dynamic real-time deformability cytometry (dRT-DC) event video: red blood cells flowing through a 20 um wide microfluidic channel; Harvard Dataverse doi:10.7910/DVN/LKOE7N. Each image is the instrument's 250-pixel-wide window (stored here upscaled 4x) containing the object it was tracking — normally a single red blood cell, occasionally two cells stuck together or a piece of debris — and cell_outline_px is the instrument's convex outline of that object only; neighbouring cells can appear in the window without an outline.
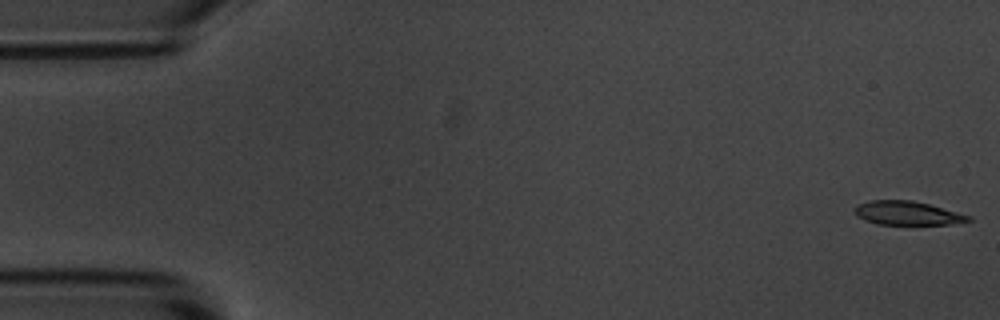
{"species": "common noctule bat (a hibernating species)", "species_latin": "Nyctalus noctula", "temperature_condition": "room temperature", "stored_images_in_passage": 56, "camera_frame_rate_fps": 3000, "um_per_image_px": 0.085, "animal": {"sex": "male", "body_mass_g": 20.1, "forearm_length_mm": 53.5}, "frame": {"image": 1, "passage_image": 1, "time_ms": 0.0, "image_size_px": [1000, 320], "cell_outline_px": [[972, 220], [948, 224], [876, 224], [864, 220], [856, 216], [856, 204], [872, 200], [912, 200], [928, 204], [972, 216]], "centroid_in_image_um": [77.1, 18.11], "position_along_channel_um": 7.9, "area_um2": 15.61}}
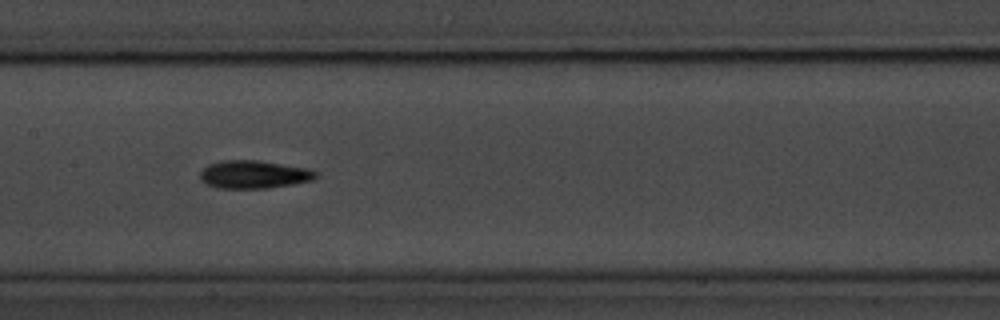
{"frame": {"image": 2, "passage_image": 27, "time_ms": 8.667, "image_size_px": [1000, 320], "cell_outline_px": [[316, 176], [312, 180], [292, 184], [268, 188], [216, 188], [200, 180], [200, 172], [208, 164], [224, 160], [260, 160], [308, 168], [316, 172]], "centroid_in_image_um": [21.56, 14.82], "position_along_channel_um": 185.8, "area_um2": 18.84}}
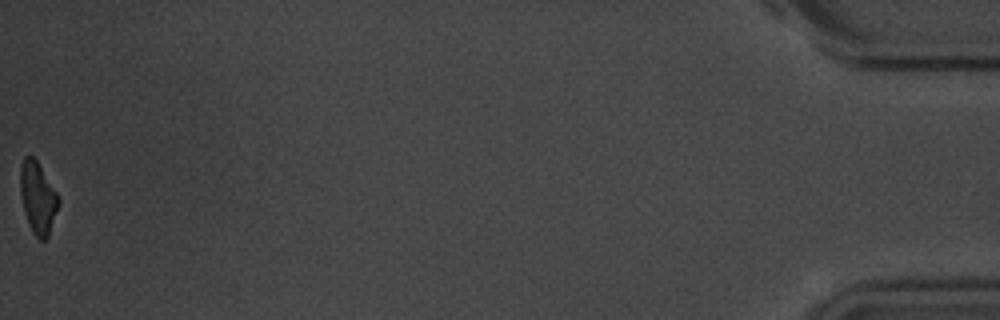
{"frame": {"image": 3, "passage_image": 56, "time_ms": 18.333, "image_size_px": [1000, 320], "cell_outline_px": [[60, 204], [48, 236], [44, 240], [40, 240], [32, 232], [28, 224], [24, 212], [20, 192], [20, 164], [24, 156], [32, 156], [36, 160], [60, 196]], "centroid_in_image_um": [3.22, 16.81], "position_along_channel_um": 432.0, "area_um2": 16.18}, "authors_computed_cell_mechanics": {"area_um2": 17.34, "velocity_mm_per_s": 3.5846, "shape_relaxation_time_tau1_ms": 3.3937, "shape_relaxation_time_tau2_ms": 5.2552, "deformation_change_tau1": 0.1263, "deformation_change_tau2": 0.1265}}